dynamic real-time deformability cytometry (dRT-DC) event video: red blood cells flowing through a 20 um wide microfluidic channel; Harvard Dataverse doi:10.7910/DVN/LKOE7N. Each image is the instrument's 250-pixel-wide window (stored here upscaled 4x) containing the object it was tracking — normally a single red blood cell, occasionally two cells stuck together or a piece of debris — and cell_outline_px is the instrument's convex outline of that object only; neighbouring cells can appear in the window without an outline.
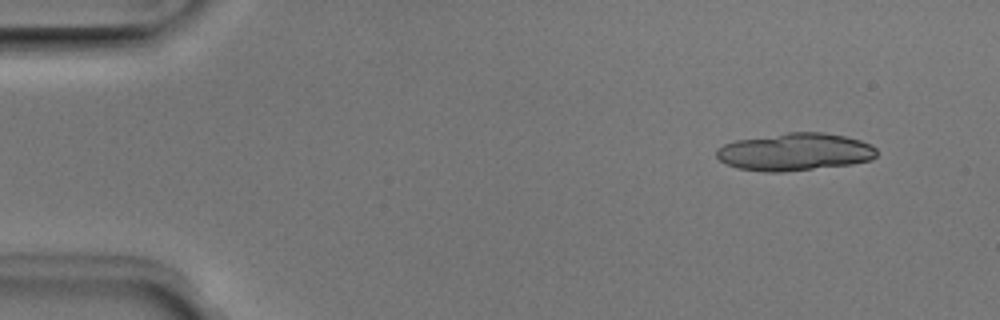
{"species": "Egyptian fruit bat (a non-hibernating species)", "species_latin": "Rousettus aegyptiacus", "temperature_condition": "room temperature", "stored_images_in_passage": 13, "camera_frame_rate_fps": 3000, "um_per_image_px": 0.085, "animal": {"sex": "male"}, "frame": {"image": 1, "passage_image": 1, "time_ms": 0.0, "image_size_px": [1000, 320], "cell_outline_px": [[876, 156], [872, 160], [852, 164], [780, 172], [768, 172], [740, 168], [728, 164], [720, 160], [716, 156], [716, 148], [724, 144], [736, 140], [788, 132], [824, 132], [844, 136], [860, 140], [872, 144], [876, 148]], "centroid_in_image_um": [67.59, 12.9], "position_along_channel_um": 17.4, "area_um2": 34.97}}